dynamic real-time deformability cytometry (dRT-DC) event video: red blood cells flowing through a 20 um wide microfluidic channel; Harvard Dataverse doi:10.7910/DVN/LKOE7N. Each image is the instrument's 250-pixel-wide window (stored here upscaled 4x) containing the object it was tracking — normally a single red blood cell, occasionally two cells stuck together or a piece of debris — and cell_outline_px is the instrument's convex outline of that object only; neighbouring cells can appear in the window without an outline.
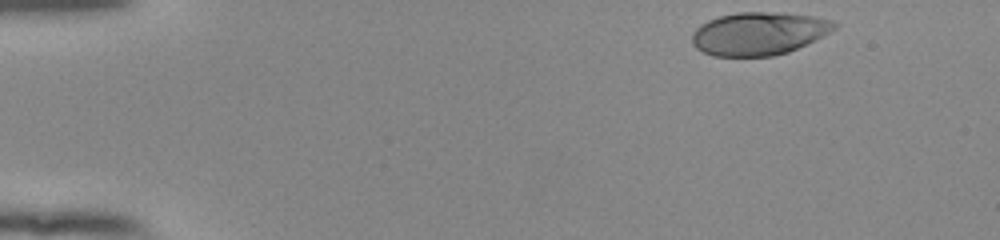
{"species": "human", "species_latin": "Homo sapiens", "temperature_condition": "room temperature", "stored_images_in_passage": 48, "camera_frame_rate_fps": 3000, "um_per_image_px": 0.085, "donor": {"sex": "female"}, "frame": {"image": 1, "passage_image": 1, "time_ms": 0.0, "image_size_px": [1000, 240], "cell_outline_px": [[840, 24], [832, 32], [816, 40], [788, 52], [772, 56], [712, 56], [696, 48], [692, 44], [692, 32], [700, 24], [708, 20], [720, 16], [736, 12], [780, 12], [812, 16], [836, 20]], "centroid_in_image_um": [64.54, 2.84], "position_along_channel_um": 20.5, "area_um2": 36.07}}
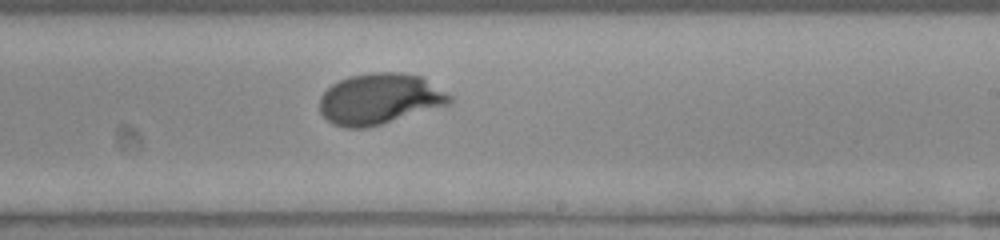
{"frame": {"image": 2, "passage_image": 28, "time_ms": 9.0, "image_size_px": [1000, 240], "cell_outline_px": [[452, 104], [368, 128], [344, 128], [332, 124], [320, 112], [320, 96], [332, 84], [348, 76], [372, 72], [400, 72], [420, 76], [452, 96]], "centroid_in_image_um": [32.27, 8.42], "position_along_channel_um": 256.7, "area_um2": 38.73}}
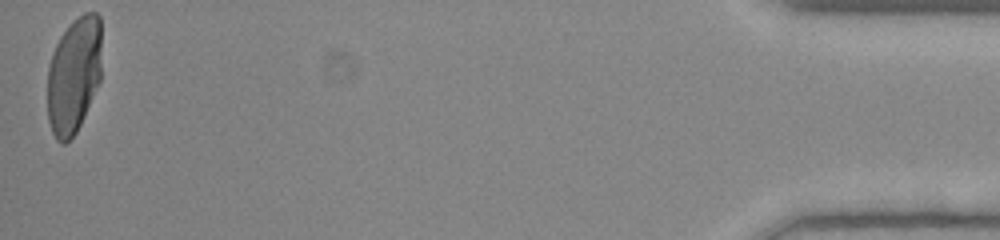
{"frame": {"image": 3, "passage_image": 48, "time_ms": 15.667, "image_size_px": [1000, 240], "cell_outline_px": [[100, 80], [84, 116], [76, 132], [64, 144], [60, 144], [56, 140], [52, 132], [48, 120], [48, 68], [52, 52], [60, 36], [72, 20], [84, 12], [96, 12], [100, 16]], "centroid_in_image_um": [6.26, 6.37], "position_along_channel_um": 428.9, "area_um2": 36.76}, "authors_computed_cell_mechanics": {"area_um2": 37.3388, "velocity_mm_per_s": 3.8537, "shape_relaxation_time_tau1_ms": 3.1537, "shape_relaxation_time_tau2_ms": null, "deformation_change_tau1": 0.2024, "deformation_change_tau2": null}}